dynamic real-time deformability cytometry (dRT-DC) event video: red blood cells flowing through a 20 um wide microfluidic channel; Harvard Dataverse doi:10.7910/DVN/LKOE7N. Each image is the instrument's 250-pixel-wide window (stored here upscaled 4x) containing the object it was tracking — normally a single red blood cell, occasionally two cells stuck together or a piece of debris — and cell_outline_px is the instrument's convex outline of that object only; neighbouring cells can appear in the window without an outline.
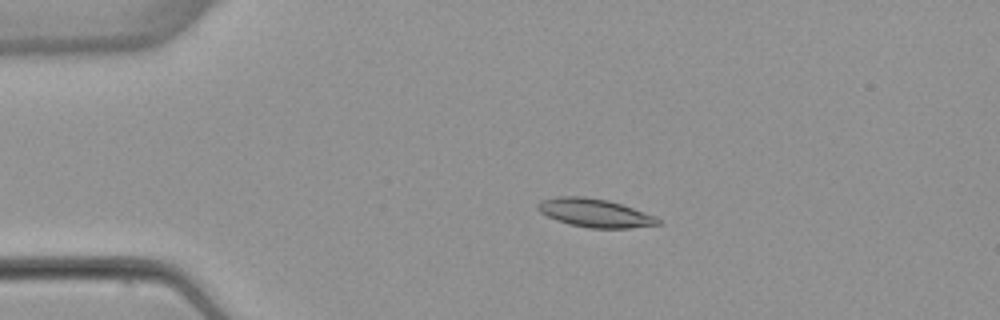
{"species": "common noctule bat (a hibernating species)", "species_latin": "Nyctalus noctula", "temperature_condition": "warm", "stored_images_in_passage": 53, "camera_frame_rate_fps": 3000, "um_per_image_px": 0.085, "animal": {"sex": "female", "body_mass_g": 22.7, "forearm_length_mm": 54.2}, "frame": {"image": 1, "passage_image": 12, "time_ms": 3.667, "image_size_px": [1000, 320], "cell_outline_px": [[660, 224], [628, 228], [588, 228], [568, 224], [556, 220], [540, 212], [536, 208], [536, 204], [540, 200], [560, 196], [584, 196], [608, 200], [656, 216], [660, 220]], "centroid_in_image_um": [50.52, 18.1], "position_along_channel_um": 34.5, "area_um2": 19.88}}
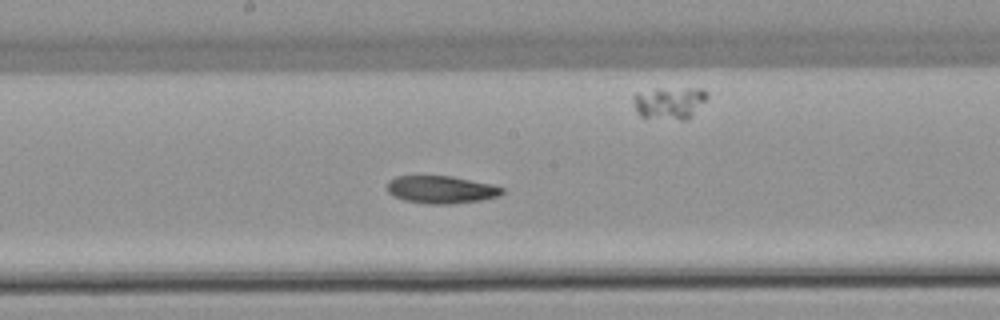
{"frame": {"image": 2, "passage_image": 29, "time_ms": 9.333, "image_size_px": [1000, 320], "cell_outline_px": [[504, 192], [500, 196], [480, 200], [448, 204], [428, 204], [404, 200], [388, 192], [388, 180], [396, 176], [452, 176], [492, 184], [504, 188]], "centroid_in_image_um": [37.52, 16.11], "position_along_channel_um": 210.7, "area_um2": 18.44}}
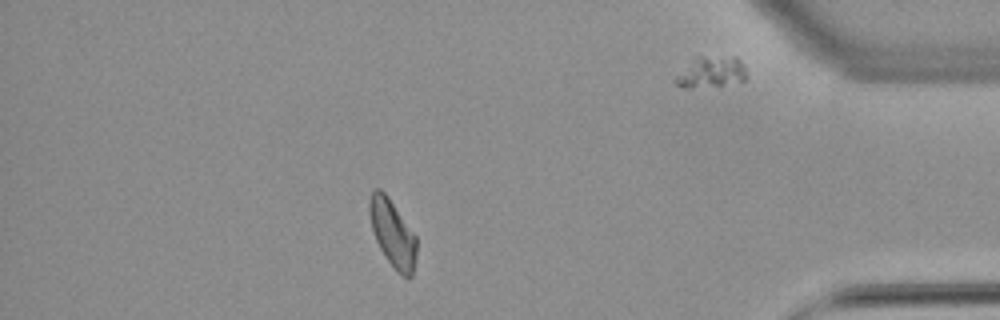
{"frame": {"image": 3, "passage_image": 47, "time_ms": 15.333, "image_size_px": [1000, 320], "cell_outline_px": [[416, 256], [412, 276], [408, 280], [400, 276], [388, 260], [380, 248], [372, 232], [368, 212], [368, 200], [372, 192], [376, 188], [380, 188], [388, 196], [416, 236]], "centroid_in_image_um": [33.35, 19.84], "position_along_channel_um": 401.8, "area_um2": 18.61}, "authors_computed_cell_mechanics": {"area_um2": 18.9584, "velocity_mm_per_s": 3.8801, "shape_relaxation_time_tau1_ms": 9.3262, "shape_relaxation_time_tau2_ms": null, "deformation_change_tau1": 0.1816, "deformation_change_tau2": null}}